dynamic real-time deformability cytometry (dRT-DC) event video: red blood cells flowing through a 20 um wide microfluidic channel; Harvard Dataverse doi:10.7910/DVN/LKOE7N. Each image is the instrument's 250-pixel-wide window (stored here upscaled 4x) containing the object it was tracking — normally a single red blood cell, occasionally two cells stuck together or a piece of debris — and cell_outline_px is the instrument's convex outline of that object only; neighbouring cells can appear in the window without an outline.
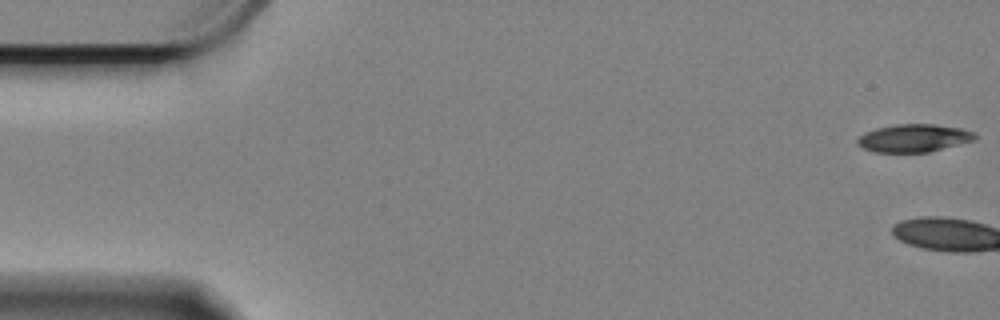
{"species": "Egyptian fruit bat (a non-hibernating species)", "species_latin": "Rousettus aegyptiacus", "temperature_condition": "cold", "stored_images_in_passage": 2, "camera_frame_rate_fps": 3000, "um_per_image_px": 0.085, "animal": {"sex": "female"}, "frame": {"image": 1, "passage_image": 1, "time_ms": 0.0, "image_size_px": [1000, 320], "cell_outline_px": [[976, 140], [928, 152], [872, 152], [856, 144], [856, 140], [864, 132], [876, 128], [896, 124], [932, 124], [960, 128], [972, 132], [976, 136]], "centroid_in_image_um": [77.63, 11.74], "position_along_channel_um": 7.4, "area_um2": 19.02}}